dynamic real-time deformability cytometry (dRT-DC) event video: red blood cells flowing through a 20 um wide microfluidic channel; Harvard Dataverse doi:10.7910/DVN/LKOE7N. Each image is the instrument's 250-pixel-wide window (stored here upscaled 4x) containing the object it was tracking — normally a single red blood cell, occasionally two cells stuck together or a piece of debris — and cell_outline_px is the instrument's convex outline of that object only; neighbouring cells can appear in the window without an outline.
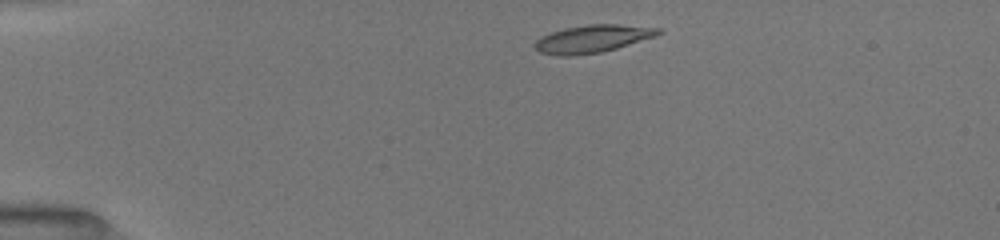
{"species": "common noctule bat (a hibernating species)", "species_latin": "Nyctalus noctula", "temperature_condition": "room temperature", "stored_images_in_passage": 41, "camera_frame_rate_fps": 3000, "um_per_image_px": 0.085, "animal": {"sex": "female", "body_mass_g": 19.5, "forearm_length_mm": 54.1}, "frame": {"image": 1, "passage_image": 1, "time_ms": 0.0, "image_size_px": [1000, 240], "cell_outline_px": [[664, 32], [656, 36], [616, 48], [600, 52], [572, 56], [556, 56], [540, 52], [532, 44], [540, 36], [564, 28], [588, 24], [620, 24], [660, 28]], "centroid_in_image_um": [50.35, 3.29], "position_along_channel_um": 34.7, "area_um2": 20.0}}
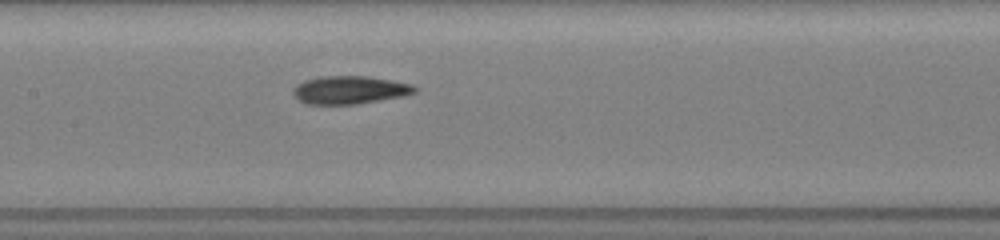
{"frame": {"image": 2, "passage_image": 16, "time_ms": 5.0, "image_size_px": [1000, 240], "cell_outline_px": [[420, 88], [416, 92], [404, 96], [356, 104], [308, 104], [300, 100], [292, 92], [296, 84], [304, 80], [320, 76], [368, 76], [412, 84]], "centroid_in_image_um": [29.76, 7.64], "position_along_channel_um": 177.6, "area_um2": 19.88}}
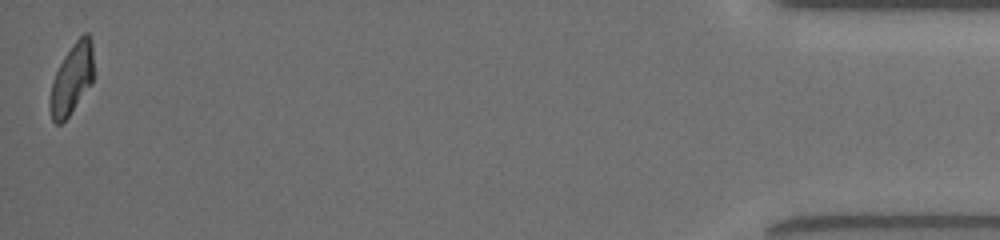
{"frame": {"image": 3, "passage_image": 41, "time_ms": 13.333, "image_size_px": [1000, 240], "cell_outline_px": [[92, 84], [68, 116], [60, 124], [56, 124], [52, 120], [48, 104], [52, 80], [64, 56], [72, 44], [84, 32], [88, 32], [92, 40]], "centroid_in_image_um": [6.08, 6.71], "position_along_channel_um": 429.1, "area_um2": 17.92}, "authors_computed_cell_mechanics": {"area_um2": 19.3052, "velocity_mm_per_s": 4.0128, "shape_relaxation_time_tau1_ms": 3.6517, "shape_relaxation_time_tau2_ms": 1.1809, "deformation_change_tau1": 0.1772, "deformation_change_tau2": 0.0731}}